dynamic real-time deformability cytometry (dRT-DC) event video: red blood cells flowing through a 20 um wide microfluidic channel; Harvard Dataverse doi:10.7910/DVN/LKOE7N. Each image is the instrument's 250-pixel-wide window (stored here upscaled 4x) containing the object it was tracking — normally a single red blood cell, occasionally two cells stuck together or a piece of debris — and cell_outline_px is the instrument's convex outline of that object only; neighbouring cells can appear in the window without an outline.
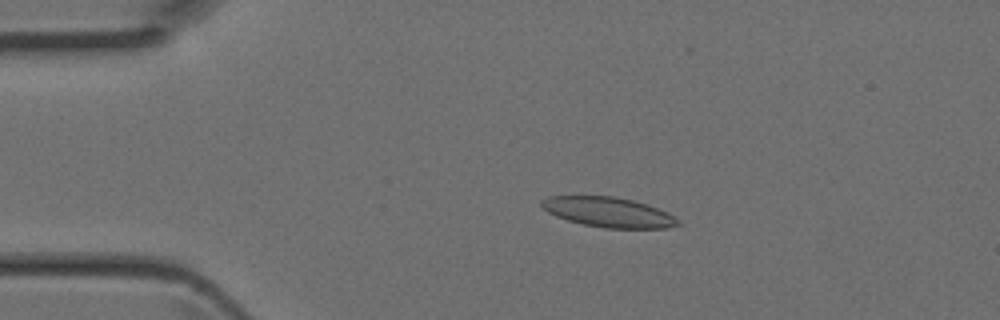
{"species": "Egyptian fruit bat (a non-hibernating species)", "species_latin": "Rousettus aegyptiacus", "temperature_condition": "room temperature", "stored_images_in_passage": 45, "camera_frame_rate_fps": 3000, "um_per_image_px": 0.085, "animal": {"sex": "female"}, "frame": {"image": 1, "passage_image": 9, "time_ms": 2.667, "image_size_px": [1000, 320], "cell_outline_px": [[680, 224], [668, 228], [604, 228], [584, 224], [568, 220], [556, 216], [548, 212], [540, 204], [540, 200], [548, 196], [612, 196], [632, 200], [648, 204], [672, 216]], "centroid_in_image_um": [51.66, 18.03], "position_along_channel_um": 33.3, "area_um2": 23.47}}
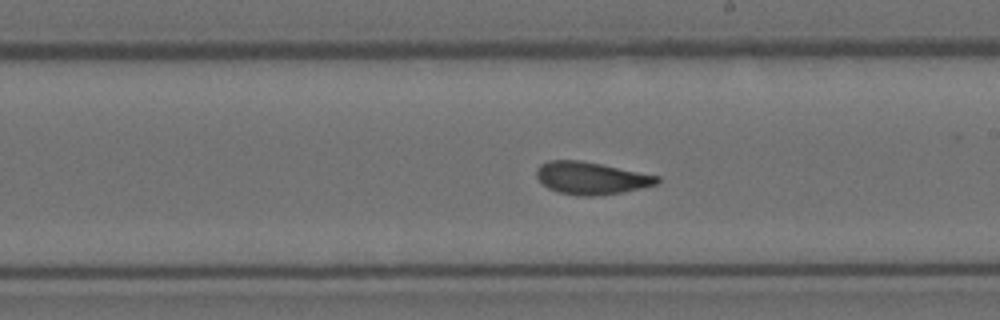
{"frame": {"image": 2, "passage_image": 25, "time_ms": 8.0, "image_size_px": [1000, 320], "cell_outline_px": [[660, 180], [656, 184], [624, 192], [592, 196], [576, 196], [556, 192], [548, 188], [536, 176], [536, 168], [540, 164], [548, 160], [580, 160], [660, 176]], "centroid_in_image_um": [50.21, 15.14], "position_along_channel_um": 238.8, "area_um2": 22.77}}
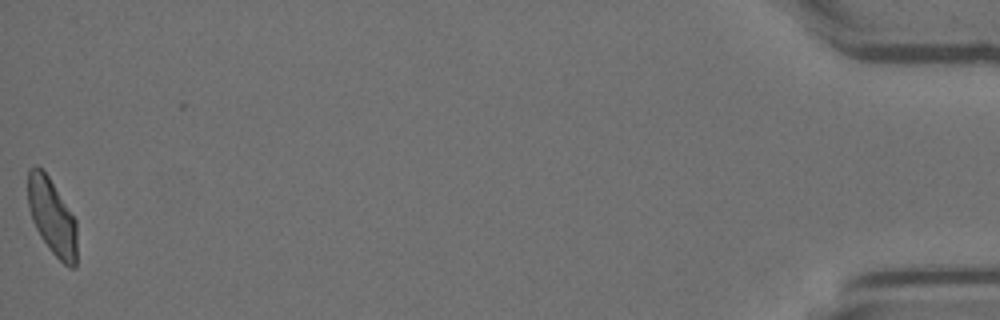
{"frame": {"image": 3, "passage_image": 44, "time_ms": 14.333, "image_size_px": [1000, 320], "cell_outline_px": [[76, 268], [68, 268], [48, 248], [40, 236], [32, 220], [28, 208], [28, 168], [36, 164], [48, 176], [76, 220]], "centroid_in_image_um": [4.41, 18.44], "position_along_channel_um": 430.8, "area_um2": 21.73}}